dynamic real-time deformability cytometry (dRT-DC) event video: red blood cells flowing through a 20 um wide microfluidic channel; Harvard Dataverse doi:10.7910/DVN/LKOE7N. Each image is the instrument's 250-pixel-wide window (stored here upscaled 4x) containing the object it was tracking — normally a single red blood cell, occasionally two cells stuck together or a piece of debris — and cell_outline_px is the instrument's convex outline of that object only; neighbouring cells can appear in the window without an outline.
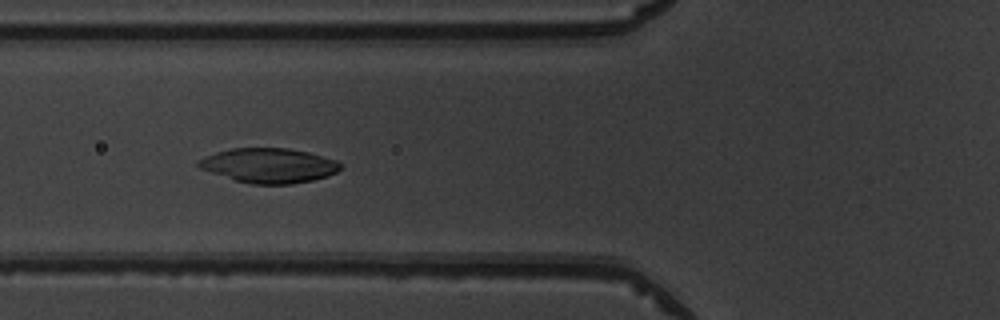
{"species": "common noctule bat (a hibernating species)", "species_latin": "Nyctalus noctula", "temperature_condition": "warm", "stored_images_in_passage": 35, "camera_frame_rate_fps": 3000, "um_per_image_px": 0.085, "animal": {"sex": "male", "body_mass_g": 19.5, "forearm_length_mm": 54.6}, "frame": {"image": 1, "passage_image": 3, "time_ms": 0.667, "image_size_px": [1000, 320], "cell_outline_px": [[340, 168], [336, 172], [328, 176], [312, 180], [292, 184], [252, 184], [236, 180], [200, 168], [196, 164], [196, 160], [216, 152], [232, 148], [288, 148], [308, 152], [336, 160], [340, 164]], "centroid_in_image_um": [22.85, 14.06], "position_along_channel_um": 102.9, "area_um2": 28.44}}
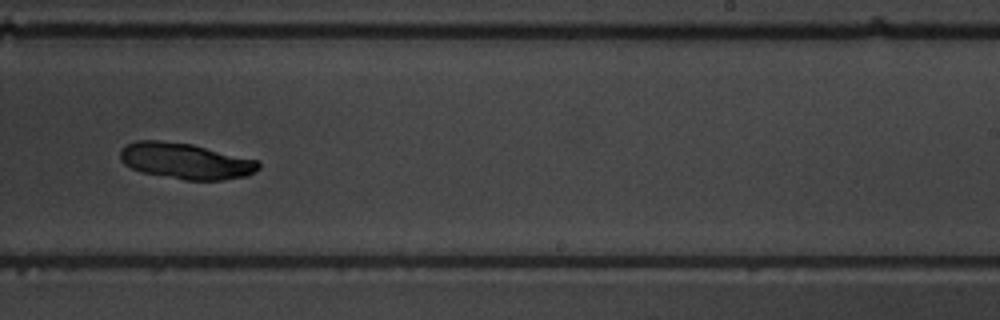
{"frame": {"image": 2, "passage_image": 16, "time_ms": 5.0, "image_size_px": [1000, 320], "cell_outline_px": [[260, 168], [248, 176], [224, 180], [184, 180], [140, 172], [124, 164], [120, 160], [120, 152], [128, 144], [136, 140], [160, 140], [192, 144], [256, 160], [260, 164]], "centroid_in_image_um": [15.77, 13.69], "position_along_channel_um": 273.2, "area_um2": 29.02}}
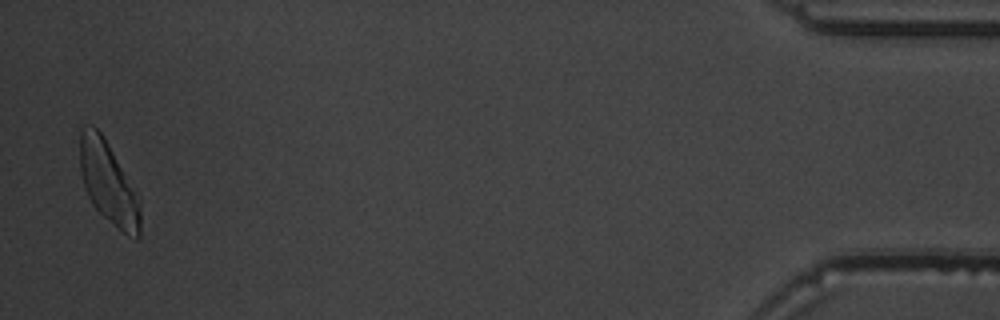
{"frame": {"image": 3, "passage_image": 34, "time_ms": 11.0, "image_size_px": [1000, 320], "cell_outline_px": [[140, 236], [136, 240], [128, 236], [104, 216], [92, 204], [88, 196], [80, 172], [80, 124], [92, 124], [104, 136], [140, 200]], "centroid_in_image_um": [9.19, 15.51], "position_along_channel_um": 426.0, "area_um2": 28.73}}